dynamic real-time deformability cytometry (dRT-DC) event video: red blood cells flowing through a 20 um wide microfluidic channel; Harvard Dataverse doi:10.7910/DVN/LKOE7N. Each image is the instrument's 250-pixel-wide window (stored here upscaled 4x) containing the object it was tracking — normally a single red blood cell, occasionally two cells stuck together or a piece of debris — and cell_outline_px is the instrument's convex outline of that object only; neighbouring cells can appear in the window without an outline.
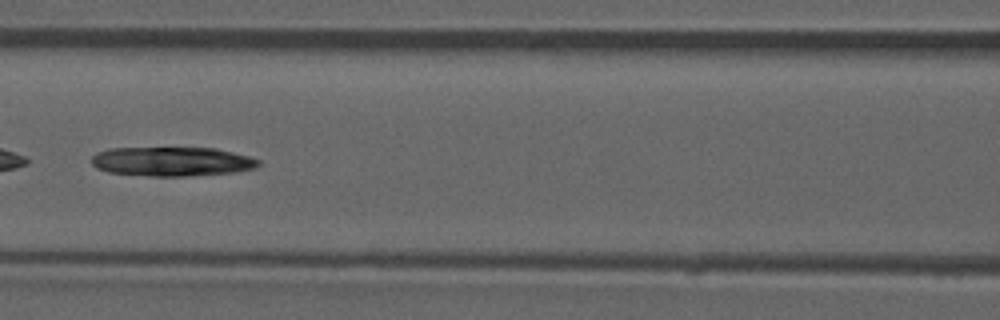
{"species": "common noctule bat (a hibernating species)", "species_latin": "Nyctalus noctula", "temperature_condition": "room temperature", "stored_images_in_passage": 40, "camera_frame_rate_fps": 3000, "um_per_image_px": 0.085, "animal": {"sex": "male", "forearm_length_mm": 52.5}, "frame": {"image": 1, "passage_image": 12, "time_ms": 3.667, "image_size_px": [1000, 320], "cell_outline_px": [[260, 164], [256, 168], [236, 172], [188, 176], [148, 176], [108, 172], [96, 168], [92, 164], [92, 156], [96, 152], [108, 148], [216, 148], [248, 156], [260, 160]], "centroid_in_image_um": [14.61, 13.73], "position_along_channel_um": 152.0, "area_um2": 28.61}}